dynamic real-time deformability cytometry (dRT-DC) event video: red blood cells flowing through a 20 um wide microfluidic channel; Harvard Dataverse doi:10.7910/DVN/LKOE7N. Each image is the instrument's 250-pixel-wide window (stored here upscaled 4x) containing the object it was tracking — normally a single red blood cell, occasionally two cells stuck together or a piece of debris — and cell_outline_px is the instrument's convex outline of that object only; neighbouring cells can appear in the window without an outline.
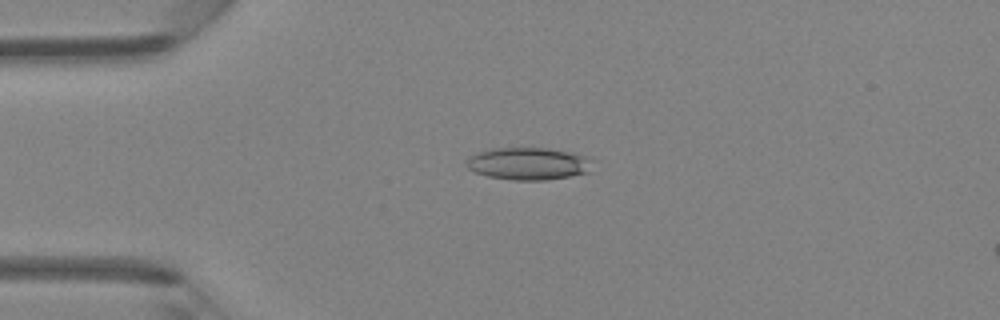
{"species": "Egyptian fruit bat (a non-hibernating species)", "species_latin": "Rousettus aegyptiacus", "temperature_condition": "room temperature", "stored_images_in_passage": 5, "camera_frame_rate_fps": 3000, "um_per_image_px": 0.085, "animal": {"sex": "female"}, "frame": {"image": 1, "passage_image": 3, "time_ms": 0.667, "image_size_px": [1000, 320], "cell_outline_px": [[596, 160], [588, 172], [548, 180], [512, 180], [488, 176], [476, 172], [468, 168], [464, 164], [468, 156], [488, 148], [548, 148], [592, 156]], "centroid_in_image_um": [44.94, 13.89], "position_along_channel_um": 40.1, "area_um2": 24.22}}
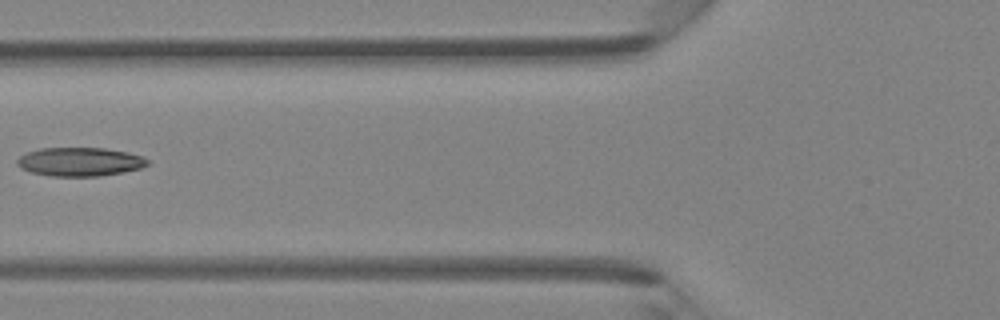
{"frame": {"image": 2, "passage_image": 5, "time_ms": 1.333, "image_size_px": [1000, 320], "cell_outline_px": [[152, 164], [140, 168], [124, 172], [100, 176], [52, 176], [32, 172], [20, 168], [16, 164], [16, 160], [20, 156], [28, 152], [40, 148], [104, 148], [128, 152], [144, 156]], "centroid_in_image_um": [6.83, 13.75], "position_along_channel_um": 119.0, "area_um2": 21.96}}